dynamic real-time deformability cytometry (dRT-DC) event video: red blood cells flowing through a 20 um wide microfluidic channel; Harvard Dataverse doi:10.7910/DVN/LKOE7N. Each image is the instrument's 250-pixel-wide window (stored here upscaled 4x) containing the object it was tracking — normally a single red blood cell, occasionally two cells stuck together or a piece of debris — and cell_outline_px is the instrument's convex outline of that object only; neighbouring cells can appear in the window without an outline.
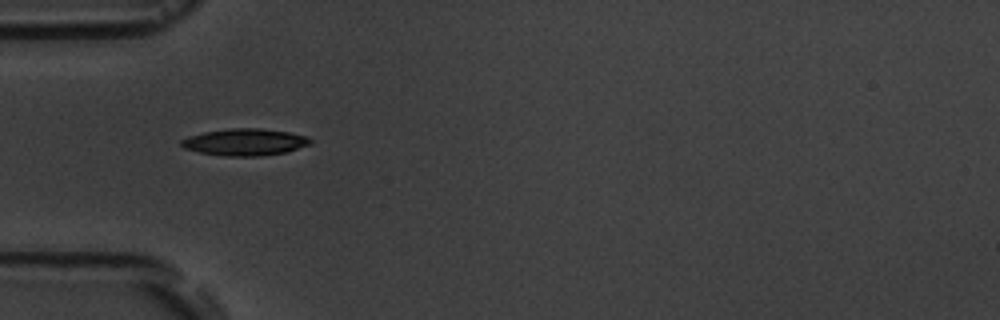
{"species": "common noctule bat (a hibernating species)", "species_latin": "Nyctalus noctula", "temperature_condition": "room temperature", "stored_images_in_passage": 6, "camera_frame_rate_fps": 3000, "um_per_image_px": 0.085, "animal": {"sex": "male", "body_mass_g": 19.5, "forearm_length_mm": 54.6}, "frame": {"image": 1, "passage_image": 5, "time_ms": 4.667, "image_size_px": [1000, 320], "cell_outline_px": [[312, 144], [284, 152], [260, 156], [224, 156], [200, 152], [184, 148], [180, 144], [180, 140], [188, 136], [204, 132], [232, 128], [260, 128], [288, 132], [304, 136], [312, 140]], "centroid_in_image_um": [20.79, 12.07], "position_along_channel_um": 64.2, "area_um2": 20.06}}
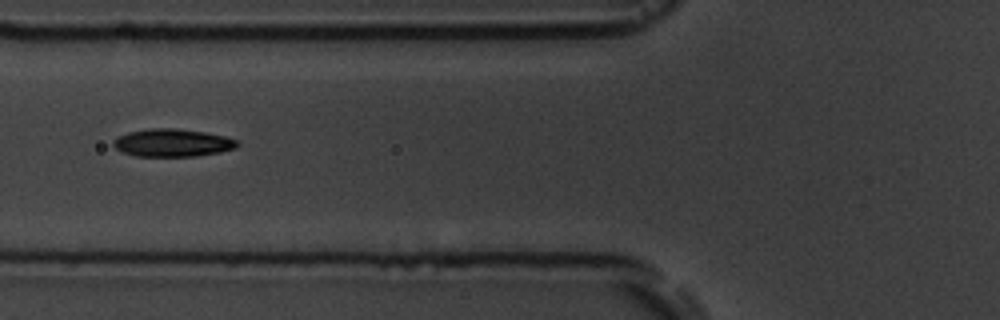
{"frame": {"image": 2, "passage_image": 6, "time_ms": 6.0, "image_size_px": [1000, 320], "cell_outline_px": [[240, 144], [236, 148], [220, 152], [196, 156], [136, 156], [124, 152], [116, 148], [112, 144], [112, 140], [128, 132], [148, 128], [176, 128], [204, 132], [224, 136], [236, 140]], "centroid_in_image_um": [14.66, 12.13], "position_along_channel_um": 111.1, "area_um2": 20.0}}